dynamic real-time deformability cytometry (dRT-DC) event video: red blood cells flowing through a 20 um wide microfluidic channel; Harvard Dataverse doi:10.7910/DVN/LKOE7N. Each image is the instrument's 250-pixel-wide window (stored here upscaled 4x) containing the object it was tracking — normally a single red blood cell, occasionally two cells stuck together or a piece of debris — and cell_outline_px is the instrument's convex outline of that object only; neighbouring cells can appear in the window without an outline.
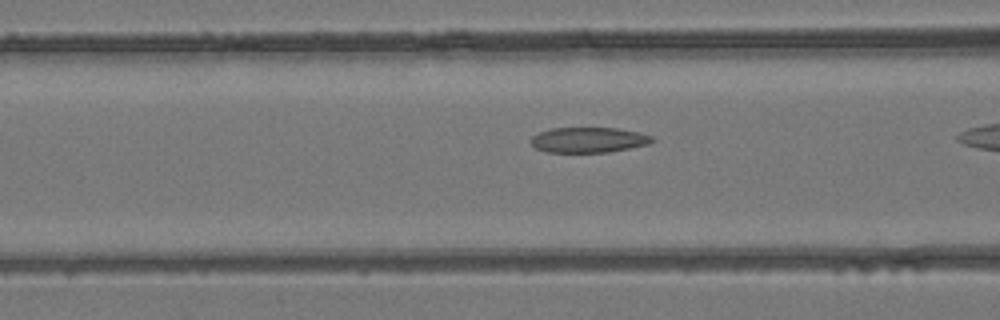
{"species": "common noctule bat (a hibernating species)", "species_latin": "Nyctalus noctula", "temperature_condition": "room temperature", "stored_images_in_passage": 10, "camera_frame_rate_fps": 3000, "um_per_image_px": 0.085, "animal": {"sex": "female", "body_mass_g": 24.6, "forearm_length_mm": 56.2}, "frame": {"image": 1, "passage_image": 5, "time_ms": 1.333, "image_size_px": [1000, 320], "cell_outline_px": [[656, 140], [648, 144], [608, 152], [548, 152], [536, 148], [528, 140], [532, 136], [540, 132], [552, 128], [616, 128], [640, 132], [652, 136]], "centroid_in_image_um": [50.03, 11.89], "position_along_channel_um": 116.6, "area_um2": 17.86}}
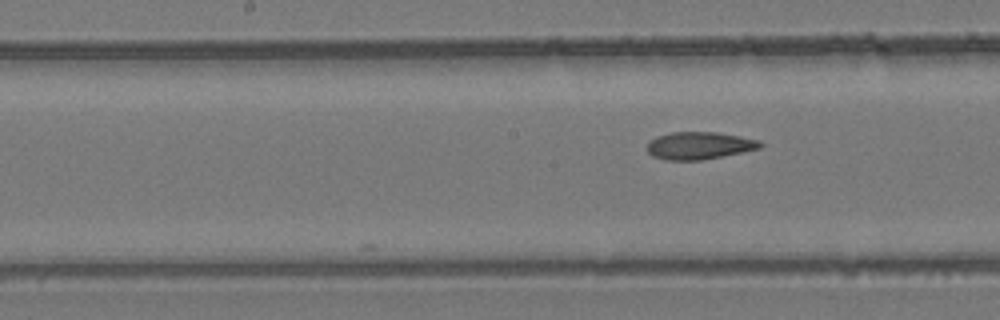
{"frame": {"image": 2, "passage_image": 10, "time_ms": 3.0, "image_size_px": [1000, 320], "cell_outline_px": [[764, 144], [760, 148], [700, 160], [664, 160], [652, 156], [648, 152], [648, 140], [656, 136], [672, 132], [716, 132], [740, 136], [760, 140]], "centroid_in_image_um": [59.41, 12.36], "position_along_channel_um": 188.8, "area_um2": 18.03}}